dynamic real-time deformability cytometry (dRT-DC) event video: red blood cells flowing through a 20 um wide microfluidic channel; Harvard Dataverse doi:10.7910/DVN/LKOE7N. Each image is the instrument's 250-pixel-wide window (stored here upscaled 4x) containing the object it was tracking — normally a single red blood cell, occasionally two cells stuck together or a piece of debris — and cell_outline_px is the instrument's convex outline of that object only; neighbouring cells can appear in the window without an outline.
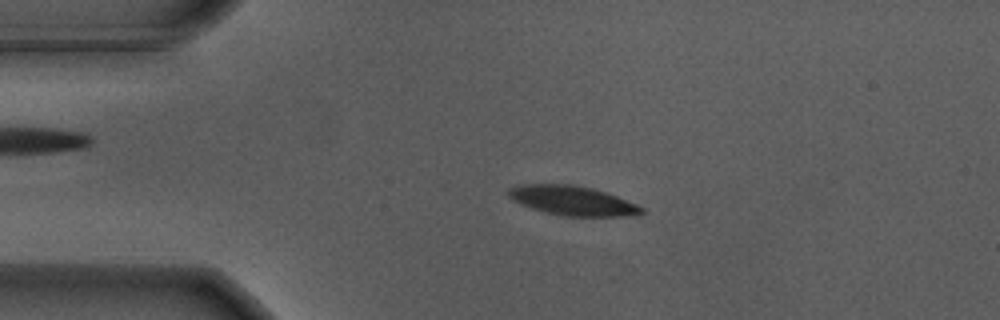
{"species": "Egyptian fruit bat (a non-hibernating species)", "species_latin": "Rousettus aegyptiacus", "temperature_condition": "warm", "stored_images_in_passage": 33, "camera_frame_rate_fps": 3000, "um_per_image_px": 0.085, "animal": {"sex": "male"}, "frame": {"image": 1, "passage_image": 12, "time_ms": 3.667, "image_size_px": [1000, 320], "cell_outline_px": [[644, 212], [624, 216], [560, 216], [544, 212], [520, 204], [512, 200], [504, 192], [508, 188], [520, 184], [572, 184], [592, 188], [616, 196], [636, 204], [644, 208]], "centroid_in_image_um": [48.57, 17.04], "position_along_channel_um": 36.4, "area_um2": 22.89}}
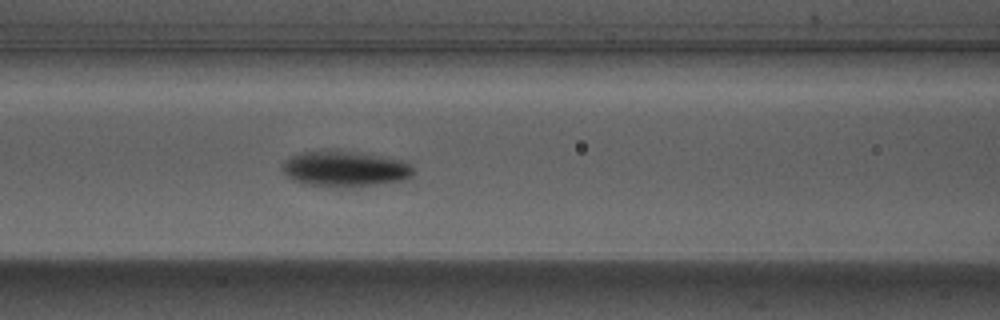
{"frame": {"image": 2, "passage_image": 23, "time_ms": 7.333, "image_size_px": [1000, 320], "cell_outline_px": [[416, 172], [412, 176], [404, 180], [376, 184], [340, 188], [328, 188], [304, 184], [292, 180], [280, 168], [284, 160], [288, 156], [304, 152], [348, 152], [400, 160], [408, 164]], "centroid_in_image_um": [29.25, 14.4], "position_along_channel_um": 137.4, "area_um2": 26.82}}
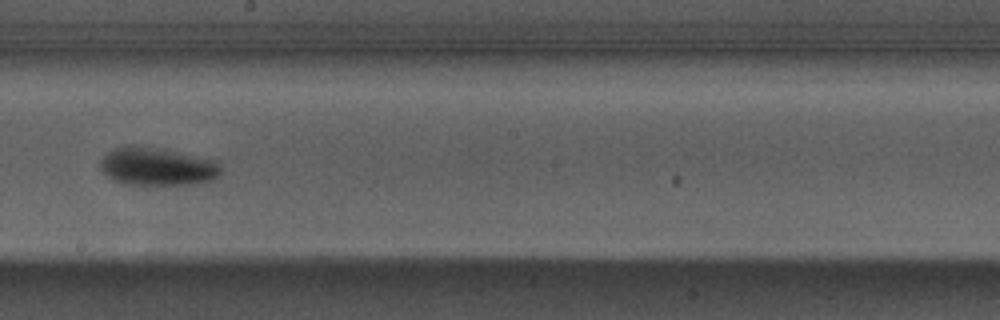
{"frame": {"image": 3, "passage_image": 31, "time_ms": 10.0, "image_size_px": [1000, 320], "cell_outline_px": [[220, 176], [212, 180], [192, 184], [124, 184], [112, 180], [100, 168], [100, 160], [108, 152], [124, 144], [132, 144], [164, 148], [216, 160], [220, 168]], "centroid_in_image_um": [13.35, 14.13], "position_along_channel_um": 234.8, "area_um2": 27.05}}